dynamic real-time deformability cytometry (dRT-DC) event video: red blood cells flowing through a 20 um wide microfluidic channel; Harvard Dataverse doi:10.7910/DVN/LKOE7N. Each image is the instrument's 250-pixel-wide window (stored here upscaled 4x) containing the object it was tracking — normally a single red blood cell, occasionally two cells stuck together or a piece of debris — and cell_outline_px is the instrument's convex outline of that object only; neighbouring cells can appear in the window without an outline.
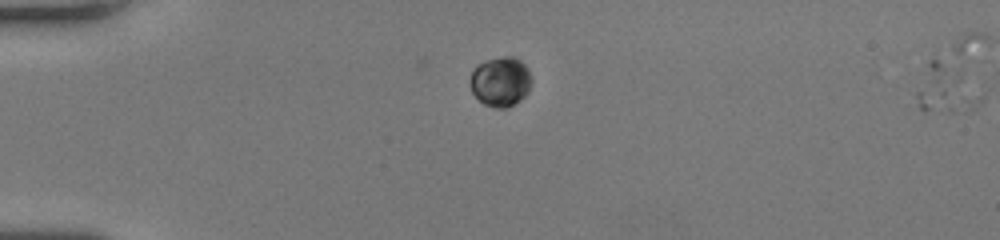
{"species": "human", "species_latin": "Homo sapiens", "temperature_condition": "room temperature", "stored_images_in_passage": 10, "segment_of_instrument_passage": [2, 2], "camera_frame_rate_fps": 3000, "um_per_image_px": 0.085, "donor": {"sex": "female"}, "frame": {"image": 1, "passage_image": 10, "time_ms": 3.0, "image_size_px": [1000, 240], "cell_outline_px": [[984, 100], [976, 108], [968, 112], [924, 112], [920, 108], [916, 96], [916, 92], [928, 64], [932, 60], [936, 60], [960, 68], [984, 96]], "centroid_in_image_um": [80.5, 7.64], "position_along_channel_um": 4.5, "area_um2": 18.5}}